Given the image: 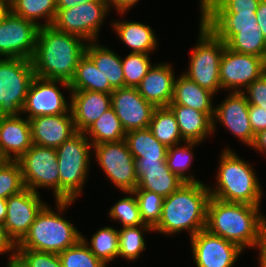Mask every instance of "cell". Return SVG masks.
Wrapping results in <instances>:
<instances>
[{
    "label": "cell",
    "instance_id": "cell-35",
    "mask_svg": "<svg viewBox=\"0 0 266 267\" xmlns=\"http://www.w3.org/2000/svg\"><path fill=\"white\" fill-rule=\"evenodd\" d=\"M147 232H154L153 228L147 224L120 228L118 230V257H121L128 262H133L140 258L141 253L146 249L147 242H145L144 234Z\"/></svg>",
    "mask_w": 266,
    "mask_h": 267
},
{
    "label": "cell",
    "instance_id": "cell-15",
    "mask_svg": "<svg viewBox=\"0 0 266 267\" xmlns=\"http://www.w3.org/2000/svg\"><path fill=\"white\" fill-rule=\"evenodd\" d=\"M190 245L196 267H234L244 252L237 244L206 229L191 237Z\"/></svg>",
    "mask_w": 266,
    "mask_h": 267
},
{
    "label": "cell",
    "instance_id": "cell-23",
    "mask_svg": "<svg viewBox=\"0 0 266 267\" xmlns=\"http://www.w3.org/2000/svg\"><path fill=\"white\" fill-rule=\"evenodd\" d=\"M30 121L20 116H0V151L17 161L32 147Z\"/></svg>",
    "mask_w": 266,
    "mask_h": 267
},
{
    "label": "cell",
    "instance_id": "cell-9",
    "mask_svg": "<svg viewBox=\"0 0 266 267\" xmlns=\"http://www.w3.org/2000/svg\"><path fill=\"white\" fill-rule=\"evenodd\" d=\"M109 10L106 0H93L69 9H57L52 26L59 31L79 36L87 43L98 41Z\"/></svg>",
    "mask_w": 266,
    "mask_h": 267
},
{
    "label": "cell",
    "instance_id": "cell-13",
    "mask_svg": "<svg viewBox=\"0 0 266 267\" xmlns=\"http://www.w3.org/2000/svg\"><path fill=\"white\" fill-rule=\"evenodd\" d=\"M38 30L35 23L8 9L0 19V58L31 60L36 49Z\"/></svg>",
    "mask_w": 266,
    "mask_h": 267
},
{
    "label": "cell",
    "instance_id": "cell-22",
    "mask_svg": "<svg viewBox=\"0 0 266 267\" xmlns=\"http://www.w3.org/2000/svg\"><path fill=\"white\" fill-rule=\"evenodd\" d=\"M172 63H155L136 87L140 95L156 107H167L173 98L175 72Z\"/></svg>",
    "mask_w": 266,
    "mask_h": 267
},
{
    "label": "cell",
    "instance_id": "cell-40",
    "mask_svg": "<svg viewBox=\"0 0 266 267\" xmlns=\"http://www.w3.org/2000/svg\"><path fill=\"white\" fill-rule=\"evenodd\" d=\"M62 267H107L80 239L73 246L58 254Z\"/></svg>",
    "mask_w": 266,
    "mask_h": 267
},
{
    "label": "cell",
    "instance_id": "cell-51",
    "mask_svg": "<svg viewBox=\"0 0 266 267\" xmlns=\"http://www.w3.org/2000/svg\"><path fill=\"white\" fill-rule=\"evenodd\" d=\"M250 148L257 150L259 154L266 155V129L255 135L254 142Z\"/></svg>",
    "mask_w": 266,
    "mask_h": 267
},
{
    "label": "cell",
    "instance_id": "cell-49",
    "mask_svg": "<svg viewBox=\"0 0 266 267\" xmlns=\"http://www.w3.org/2000/svg\"><path fill=\"white\" fill-rule=\"evenodd\" d=\"M257 250L259 251L258 253V266L259 267H266V224L263 226L259 240L256 245Z\"/></svg>",
    "mask_w": 266,
    "mask_h": 267
},
{
    "label": "cell",
    "instance_id": "cell-36",
    "mask_svg": "<svg viewBox=\"0 0 266 267\" xmlns=\"http://www.w3.org/2000/svg\"><path fill=\"white\" fill-rule=\"evenodd\" d=\"M184 143L167 148V167L184 182H201L192 173L188 174L191 169V162L195 159L193 149L201 143L186 141Z\"/></svg>",
    "mask_w": 266,
    "mask_h": 267
},
{
    "label": "cell",
    "instance_id": "cell-56",
    "mask_svg": "<svg viewBox=\"0 0 266 267\" xmlns=\"http://www.w3.org/2000/svg\"><path fill=\"white\" fill-rule=\"evenodd\" d=\"M9 160L4 156V154L0 151V168L5 165Z\"/></svg>",
    "mask_w": 266,
    "mask_h": 267
},
{
    "label": "cell",
    "instance_id": "cell-43",
    "mask_svg": "<svg viewBox=\"0 0 266 267\" xmlns=\"http://www.w3.org/2000/svg\"><path fill=\"white\" fill-rule=\"evenodd\" d=\"M25 189L20 165L8 161L0 168V198H9Z\"/></svg>",
    "mask_w": 266,
    "mask_h": 267
},
{
    "label": "cell",
    "instance_id": "cell-1",
    "mask_svg": "<svg viewBox=\"0 0 266 267\" xmlns=\"http://www.w3.org/2000/svg\"><path fill=\"white\" fill-rule=\"evenodd\" d=\"M87 42L79 36L55 29L39 27L35 53L31 59L35 76L70 82Z\"/></svg>",
    "mask_w": 266,
    "mask_h": 267
},
{
    "label": "cell",
    "instance_id": "cell-21",
    "mask_svg": "<svg viewBox=\"0 0 266 267\" xmlns=\"http://www.w3.org/2000/svg\"><path fill=\"white\" fill-rule=\"evenodd\" d=\"M70 111L77 132L84 133L111 106V94L95 91H71Z\"/></svg>",
    "mask_w": 266,
    "mask_h": 267
},
{
    "label": "cell",
    "instance_id": "cell-30",
    "mask_svg": "<svg viewBox=\"0 0 266 267\" xmlns=\"http://www.w3.org/2000/svg\"><path fill=\"white\" fill-rule=\"evenodd\" d=\"M8 9L38 27L49 26L57 12V0H11ZM40 19H44V23H40Z\"/></svg>",
    "mask_w": 266,
    "mask_h": 267
},
{
    "label": "cell",
    "instance_id": "cell-5",
    "mask_svg": "<svg viewBox=\"0 0 266 267\" xmlns=\"http://www.w3.org/2000/svg\"><path fill=\"white\" fill-rule=\"evenodd\" d=\"M72 203L75 200H55V211L47 203L37 214L28 234L16 245V249L59 254L76 244L81 239V231L62 217Z\"/></svg>",
    "mask_w": 266,
    "mask_h": 267
},
{
    "label": "cell",
    "instance_id": "cell-24",
    "mask_svg": "<svg viewBox=\"0 0 266 267\" xmlns=\"http://www.w3.org/2000/svg\"><path fill=\"white\" fill-rule=\"evenodd\" d=\"M199 20L225 44L240 30H260L255 12L200 13Z\"/></svg>",
    "mask_w": 266,
    "mask_h": 267
},
{
    "label": "cell",
    "instance_id": "cell-45",
    "mask_svg": "<svg viewBox=\"0 0 266 267\" xmlns=\"http://www.w3.org/2000/svg\"><path fill=\"white\" fill-rule=\"evenodd\" d=\"M242 93L250 105L260 106L266 110V72L249 84Z\"/></svg>",
    "mask_w": 266,
    "mask_h": 267
},
{
    "label": "cell",
    "instance_id": "cell-42",
    "mask_svg": "<svg viewBox=\"0 0 266 267\" xmlns=\"http://www.w3.org/2000/svg\"><path fill=\"white\" fill-rule=\"evenodd\" d=\"M200 13L256 12L260 0H200Z\"/></svg>",
    "mask_w": 266,
    "mask_h": 267
},
{
    "label": "cell",
    "instance_id": "cell-2",
    "mask_svg": "<svg viewBox=\"0 0 266 267\" xmlns=\"http://www.w3.org/2000/svg\"><path fill=\"white\" fill-rule=\"evenodd\" d=\"M208 184L185 182L175 192L164 197L160 221L154 232L174 236L183 231L189 237L206 227L207 205L210 199Z\"/></svg>",
    "mask_w": 266,
    "mask_h": 267
},
{
    "label": "cell",
    "instance_id": "cell-37",
    "mask_svg": "<svg viewBox=\"0 0 266 267\" xmlns=\"http://www.w3.org/2000/svg\"><path fill=\"white\" fill-rule=\"evenodd\" d=\"M230 50L262 57L266 60V40L257 29L240 30L227 43Z\"/></svg>",
    "mask_w": 266,
    "mask_h": 267
},
{
    "label": "cell",
    "instance_id": "cell-53",
    "mask_svg": "<svg viewBox=\"0 0 266 267\" xmlns=\"http://www.w3.org/2000/svg\"><path fill=\"white\" fill-rule=\"evenodd\" d=\"M7 199L0 198V224H4L6 219Z\"/></svg>",
    "mask_w": 266,
    "mask_h": 267
},
{
    "label": "cell",
    "instance_id": "cell-6",
    "mask_svg": "<svg viewBox=\"0 0 266 267\" xmlns=\"http://www.w3.org/2000/svg\"><path fill=\"white\" fill-rule=\"evenodd\" d=\"M93 145L85 133L77 132L56 148L59 166V200L79 199L87 182Z\"/></svg>",
    "mask_w": 266,
    "mask_h": 267
},
{
    "label": "cell",
    "instance_id": "cell-12",
    "mask_svg": "<svg viewBox=\"0 0 266 267\" xmlns=\"http://www.w3.org/2000/svg\"><path fill=\"white\" fill-rule=\"evenodd\" d=\"M63 86L71 92L69 82L64 80L43 79L35 76L30 83L22 115L29 120L38 116L67 114L71 103L58 87Z\"/></svg>",
    "mask_w": 266,
    "mask_h": 267
},
{
    "label": "cell",
    "instance_id": "cell-39",
    "mask_svg": "<svg viewBox=\"0 0 266 267\" xmlns=\"http://www.w3.org/2000/svg\"><path fill=\"white\" fill-rule=\"evenodd\" d=\"M150 60V54L144 53L130 52L126 57H121L125 87L136 88L140 84L153 65Z\"/></svg>",
    "mask_w": 266,
    "mask_h": 267
},
{
    "label": "cell",
    "instance_id": "cell-3",
    "mask_svg": "<svg viewBox=\"0 0 266 267\" xmlns=\"http://www.w3.org/2000/svg\"><path fill=\"white\" fill-rule=\"evenodd\" d=\"M261 206L222 201L210 197L205 229L237 244L242 250L256 248L260 232L266 224Z\"/></svg>",
    "mask_w": 266,
    "mask_h": 267
},
{
    "label": "cell",
    "instance_id": "cell-28",
    "mask_svg": "<svg viewBox=\"0 0 266 267\" xmlns=\"http://www.w3.org/2000/svg\"><path fill=\"white\" fill-rule=\"evenodd\" d=\"M98 41L88 42L85 54L94 62L105 78V83L115 90L125 87L121 56Z\"/></svg>",
    "mask_w": 266,
    "mask_h": 267
},
{
    "label": "cell",
    "instance_id": "cell-32",
    "mask_svg": "<svg viewBox=\"0 0 266 267\" xmlns=\"http://www.w3.org/2000/svg\"><path fill=\"white\" fill-rule=\"evenodd\" d=\"M92 145L119 142L125 139L126 132L121 121L111 107L85 132Z\"/></svg>",
    "mask_w": 266,
    "mask_h": 267
},
{
    "label": "cell",
    "instance_id": "cell-41",
    "mask_svg": "<svg viewBox=\"0 0 266 267\" xmlns=\"http://www.w3.org/2000/svg\"><path fill=\"white\" fill-rule=\"evenodd\" d=\"M133 193L138 202L142 221L154 228L160 221L164 197L147 190H134Z\"/></svg>",
    "mask_w": 266,
    "mask_h": 267
},
{
    "label": "cell",
    "instance_id": "cell-34",
    "mask_svg": "<svg viewBox=\"0 0 266 267\" xmlns=\"http://www.w3.org/2000/svg\"><path fill=\"white\" fill-rule=\"evenodd\" d=\"M81 239L85 242L95 257L107 266L108 263L118 257L119 236L117 228L115 229L112 226H104L93 233L90 241H88L83 234H81Z\"/></svg>",
    "mask_w": 266,
    "mask_h": 267
},
{
    "label": "cell",
    "instance_id": "cell-17",
    "mask_svg": "<svg viewBox=\"0 0 266 267\" xmlns=\"http://www.w3.org/2000/svg\"><path fill=\"white\" fill-rule=\"evenodd\" d=\"M218 122L243 144L252 146L255 135L249 120V103L242 92H229L227 97L215 106L213 135Z\"/></svg>",
    "mask_w": 266,
    "mask_h": 267
},
{
    "label": "cell",
    "instance_id": "cell-50",
    "mask_svg": "<svg viewBox=\"0 0 266 267\" xmlns=\"http://www.w3.org/2000/svg\"><path fill=\"white\" fill-rule=\"evenodd\" d=\"M256 19L260 27V31L263 33L266 40V0H260L258 8L256 10Z\"/></svg>",
    "mask_w": 266,
    "mask_h": 267
},
{
    "label": "cell",
    "instance_id": "cell-10",
    "mask_svg": "<svg viewBox=\"0 0 266 267\" xmlns=\"http://www.w3.org/2000/svg\"><path fill=\"white\" fill-rule=\"evenodd\" d=\"M94 160L117 190L133 192L137 188L136 161L126 140L93 145Z\"/></svg>",
    "mask_w": 266,
    "mask_h": 267
},
{
    "label": "cell",
    "instance_id": "cell-27",
    "mask_svg": "<svg viewBox=\"0 0 266 267\" xmlns=\"http://www.w3.org/2000/svg\"><path fill=\"white\" fill-rule=\"evenodd\" d=\"M167 107L175 116L184 142L202 143L213 134V120L206 113L178 104Z\"/></svg>",
    "mask_w": 266,
    "mask_h": 267
},
{
    "label": "cell",
    "instance_id": "cell-11",
    "mask_svg": "<svg viewBox=\"0 0 266 267\" xmlns=\"http://www.w3.org/2000/svg\"><path fill=\"white\" fill-rule=\"evenodd\" d=\"M17 162L20 165L25 188L36 193L37 189L53 191V197L59 200V166L56 148L33 144Z\"/></svg>",
    "mask_w": 266,
    "mask_h": 267
},
{
    "label": "cell",
    "instance_id": "cell-29",
    "mask_svg": "<svg viewBox=\"0 0 266 267\" xmlns=\"http://www.w3.org/2000/svg\"><path fill=\"white\" fill-rule=\"evenodd\" d=\"M71 91H95L111 94L114 89L105 83L101 71L94 62L84 54L78 61L75 73L69 82Z\"/></svg>",
    "mask_w": 266,
    "mask_h": 267
},
{
    "label": "cell",
    "instance_id": "cell-25",
    "mask_svg": "<svg viewBox=\"0 0 266 267\" xmlns=\"http://www.w3.org/2000/svg\"><path fill=\"white\" fill-rule=\"evenodd\" d=\"M179 77V78H178ZM175 78L173 98L170 104H178L206 113L212 120L215 114V94L189 79L183 73Z\"/></svg>",
    "mask_w": 266,
    "mask_h": 267
},
{
    "label": "cell",
    "instance_id": "cell-18",
    "mask_svg": "<svg viewBox=\"0 0 266 267\" xmlns=\"http://www.w3.org/2000/svg\"><path fill=\"white\" fill-rule=\"evenodd\" d=\"M111 106L125 132L148 128L157 108L134 87H121L111 93Z\"/></svg>",
    "mask_w": 266,
    "mask_h": 267
},
{
    "label": "cell",
    "instance_id": "cell-26",
    "mask_svg": "<svg viewBox=\"0 0 266 267\" xmlns=\"http://www.w3.org/2000/svg\"><path fill=\"white\" fill-rule=\"evenodd\" d=\"M117 21V22H116ZM111 22V26L116 32V36L131 53L151 54L157 50L158 38L154 29L143 22H134L126 20H116Z\"/></svg>",
    "mask_w": 266,
    "mask_h": 267
},
{
    "label": "cell",
    "instance_id": "cell-20",
    "mask_svg": "<svg viewBox=\"0 0 266 267\" xmlns=\"http://www.w3.org/2000/svg\"><path fill=\"white\" fill-rule=\"evenodd\" d=\"M32 143L57 148L77 133L71 111L67 114L38 116L29 119Z\"/></svg>",
    "mask_w": 266,
    "mask_h": 267
},
{
    "label": "cell",
    "instance_id": "cell-55",
    "mask_svg": "<svg viewBox=\"0 0 266 267\" xmlns=\"http://www.w3.org/2000/svg\"><path fill=\"white\" fill-rule=\"evenodd\" d=\"M7 10H8V4L6 2L0 1V19Z\"/></svg>",
    "mask_w": 266,
    "mask_h": 267
},
{
    "label": "cell",
    "instance_id": "cell-46",
    "mask_svg": "<svg viewBox=\"0 0 266 267\" xmlns=\"http://www.w3.org/2000/svg\"><path fill=\"white\" fill-rule=\"evenodd\" d=\"M249 120L254 135L266 129V110L249 104Z\"/></svg>",
    "mask_w": 266,
    "mask_h": 267
},
{
    "label": "cell",
    "instance_id": "cell-52",
    "mask_svg": "<svg viewBox=\"0 0 266 267\" xmlns=\"http://www.w3.org/2000/svg\"><path fill=\"white\" fill-rule=\"evenodd\" d=\"M93 0H57V9H69L78 4L87 3Z\"/></svg>",
    "mask_w": 266,
    "mask_h": 267
},
{
    "label": "cell",
    "instance_id": "cell-7",
    "mask_svg": "<svg viewBox=\"0 0 266 267\" xmlns=\"http://www.w3.org/2000/svg\"><path fill=\"white\" fill-rule=\"evenodd\" d=\"M226 44L199 21L197 43L190 51L188 70L182 73L215 95L222 90L220 60Z\"/></svg>",
    "mask_w": 266,
    "mask_h": 267
},
{
    "label": "cell",
    "instance_id": "cell-31",
    "mask_svg": "<svg viewBox=\"0 0 266 267\" xmlns=\"http://www.w3.org/2000/svg\"><path fill=\"white\" fill-rule=\"evenodd\" d=\"M125 140L136 159H166L167 147L160 143L149 128L126 132Z\"/></svg>",
    "mask_w": 266,
    "mask_h": 267
},
{
    "label": "cell",
    "instance_id": "cell-44",
    "mask_svg": "<svg viewBox=\"0 0 266 267\" xmlns=\"http://www.w3.org/2000/svg\"><path fill=\"white\" fill-rule=\"evenodd\" d=\"M26 267H62L58 254L30 249H16V256Z\"/></svg>",
    "mask_w": 266,
    "mask_h": 267
},
{
    "label": "cell",
    "instance_id": "cell-38",
    "mask_svg": "<svg viewBox=\"0 0 266 267\" xmlns=\"http://www.w3.org/2000/svg\"><path fill=\"white\" fill-rule=\"evenodd\" d=\"M123 194L127 196L117 200V202L110 207L108 217H110L111 220L113 219L121 223V227L144 225L134 193L123 192Z\"/></svg>",
    "mask_w": 266,
    "mask_h": 267
},
{
    "label": "cell",
    "instance_id": "cell-54",
    "mask_svg": "<svg viewBox=\"0 0 266 267\" xmlns=\"http://www.w3.org/2000/svg\"><path fill=\"white\" fill-rule=\"evenodd\" d=\"M7 267H26L22 262H20L16 257L7 259Z\"/></svg>",
    "mask_w": 266,
    "mask_h": 267
},
{
    "label": "cell",
    "instance_id": "cell-16",
    "mask_svg": "<svg viewBox=\"0 0 266 267\" xmlns=\"http://www.w3.org/2000/svg\"><path fill=\"white\" fill-rule=\"evenodd\" d=\"M46 204L40 193L28 188L7 198L6 219L3 226L15 245L28 234L37 214Z\"/></svg>",
    "mask_w": 266,
    "mask_h": 267
},
{
    "label": "cell",
    "instance_id": "cell-4",
    "mask_svg": "<svg viewBox=\"0 0 266 267\" xmlns=\"http://www.w3.org/2000/svg\"><path fill=\"white\" fill-rule=\"evenodd\" d=\"M220 154L216 183L210 196L222 201L262 206L264 192L254 167L229 147Z\"/></svg>",
    "mask_w": 266,
    "mask_h": 267
},
{
    "label": "cell",
    "instance_id": "cell-48",
    "mask_svg": "<svg viewBox=\"0 0 266 267\" xmlns=\"http://www.w3.org/2000/svg\"><path fill=\"white\" fill-rule=\"evenodd\" d=\"M108 6L115 8L118 15H126L127 11L129 12L130 9L138 3L139 0H106Z\"/></svg>",
    "mask_w": 266,
    "mask_h": 267
},
{
    "label": "cell",
    "instance_id": "cell-33",
    "mask_svg": "<svg viewBox=\"0 0 266 267\" xmlns=\"http://www.w3.org/2000/svg\"><path fill=\"white\" fill-rule=\"evenodd\" d=\"M154 137L167 148L182 143L184 140L179 131L173 112L168 107H157L149 124Z\"/></svg>",
    "mask_w": 266,
    "mask_h": 267
},
{
    "label": "cell",
    "instance_id": "cell-47",
    "mask_svg": "<svg viewBox=\"0 0 266 267\" xmlns=\"http://www.w3.org/2000/svg\"><path fill=\"white\" fill-rule=\"evenodd\" d=\"M4 253L10 254L8 258H14L16 256V245L7 235L3 224H0V255Z\"/></svg>",
    "mask_w": 266,
    "mask_h": 267
},
{
    "label": "cell",
    "instance_id": "cell-14",
    "mask_svg": "<svg viewBox=\"0 0 266 267\" xmlns=\"http://www.w3.org/2000/svg\"><path fill=\"white\" fill-rule=\"evenodd\" d=\"M266 72V60L251 54L234 52L225 46L220 60L222 90L242 92Z\"/></svg>",
    "mask_w": 266,
    "mask_h": 267
},
{
    "label": "cell",
    "instance_id": "cell-19",
    "mask_svg": "<svg viewBox=\"0 0 266 267\" xmlns=\"http://www.w3.org/2000/svg\"><path fill=\"white\" fill-rule=\"evenodd\" d=\"M135 161L138 178L135 190H147L167 197L185 183L167 167L166 159H136Z\"/></svg>",
    "mask_w": 266,
    "mask_h": 267
},
{
    "label": "cell",
    "instance_id": "cell-8",
    "mask_svg": "<svg viewBox=\"0 0 266 267\" xmlns=\"http://www.w3.org/2000/svg\"><path fill=\"white\" fill-rule=\"evenodd\" d=\"M35 77L26 58H0V116H20L26 95Z\"/></svg>",
    "mask_w": 266,
    "mask_h": 267
},
{
    "label": "cell",
    "instance_id": "cell-57",
    "mask_svg": "<svg viewBox=\"0 0 266 267\" xmlns=\"http://www.w3.org/2000/svg\"><path fill=\"white\" fill-rule=\"evenodd\" d=\"M0 1L6 2L8 4L11 0H0Z\"/></svg>",
    "mask_w": 266,
    "mask_h": 267
}]
</instances>
